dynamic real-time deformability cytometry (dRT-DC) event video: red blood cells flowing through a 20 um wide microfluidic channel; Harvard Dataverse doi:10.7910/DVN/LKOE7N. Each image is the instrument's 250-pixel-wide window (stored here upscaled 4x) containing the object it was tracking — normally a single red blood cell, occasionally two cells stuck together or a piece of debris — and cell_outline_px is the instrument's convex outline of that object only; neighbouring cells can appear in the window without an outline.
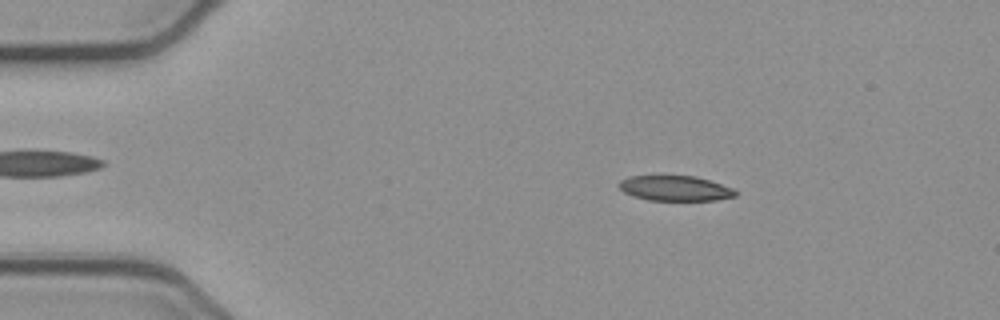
{"species": "common noctule bat (a hibernating species)", "species_latin": "Nyctalus noctula", "temperature_condition": "cold", "stored_images_in_passage": 51, "camera_frame_rate_fps": 3000, "um_per_image_px": 0.085, "animal": {"sex": "female", "body_mass_g": 21.9}, "frame": {"image": 1, "passage_image": 8, "time_ms": 2.333, "image_size_px": [1000, 320], "cell_outline_px": [[736, 196], [716, 200], [648, 200], [632, 196], [624, 192], [616, 184], [620, 180], [628, 176], [696, 176], [732, 188], [736, 192]], "centroid_in_image_um": [57.33, 16.0], "position_along_channel_um": 27.7, "area_um2": 16.99}}
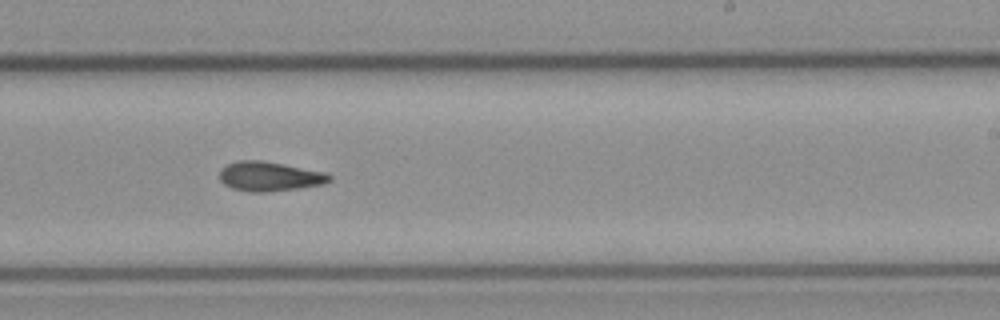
{"frame": {"image": 2, "passage_image": 31, "time_ms": 10.0, "image_size_px": [1000, 320], "cell_outline_px": [[332, 180], [324, 184], [300, 188], [264, 192], [252, 192], [232, 188], [224, 184], [220, 180], [220, 168], [236, 160], [264, 160], [328, 172], [332, 176]], "centroid_in_image_um": [22.95, 14.98], "position_along_channel_um": 266.1, "area_um2": 19.19}}
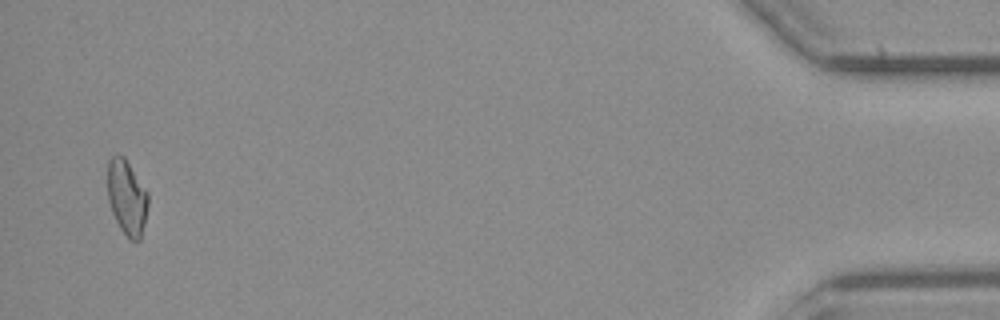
{"frame": {"image": 3, "passage_image": 50, "time_ms": 16.333, "image_size_px": [1000, 320], "cell_outline_px": [[148, 204], [144, 224], [140, 240], [128, 240], [120, 228], [112, 212], [108, 200], [108, 160], [112, 156], [124, 156], [148, 192]], "centroid_in_image_um": [10.79, 16.79], "position_along_channel_um": 424.4, "area_um2": 17.63}}